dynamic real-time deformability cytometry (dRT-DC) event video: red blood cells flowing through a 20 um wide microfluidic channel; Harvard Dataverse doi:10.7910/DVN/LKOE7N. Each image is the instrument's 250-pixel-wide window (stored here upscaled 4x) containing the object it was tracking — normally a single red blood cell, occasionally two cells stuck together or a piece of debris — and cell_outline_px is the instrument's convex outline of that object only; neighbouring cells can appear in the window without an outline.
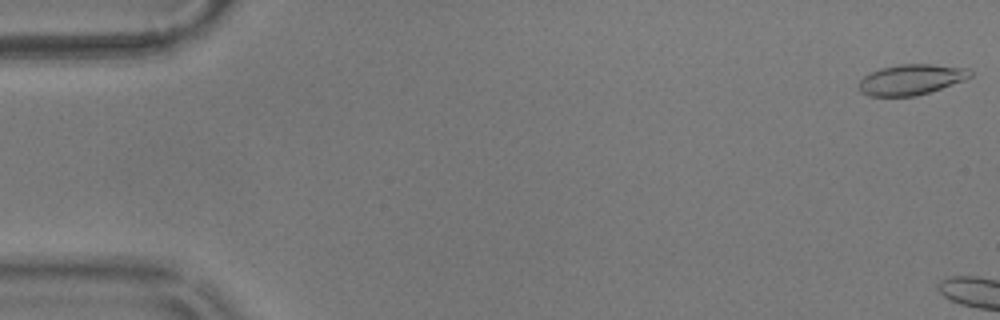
{"species": "common noctule bat (a hibernating species)", "species_latin": "Nyctalus noctula", "temperature_condition": "warm", "stored_images_in_passage": 20, "camera_frame_rate_fps": 3000, "um_per_image_px": 0.085, "animal": {"sex": "male", "body_mass_g": 17.9}, "frame": {"image": 1, "passage_image": 1, "time_ms": 0.0, "image_size_px": [1000, 320], "cell_outline_px": [[972, 76], [964, 80], [916, 96], [868, 96], [860, 92], [860, 80], [868, 72], [880, 68], [900, 64], [932, 64], [968, 68], [972, 72]], "centroid_in_image_um": [77.43, 6.75], "position_along_channel_um": 7.6, "area_um2": 19.77}}